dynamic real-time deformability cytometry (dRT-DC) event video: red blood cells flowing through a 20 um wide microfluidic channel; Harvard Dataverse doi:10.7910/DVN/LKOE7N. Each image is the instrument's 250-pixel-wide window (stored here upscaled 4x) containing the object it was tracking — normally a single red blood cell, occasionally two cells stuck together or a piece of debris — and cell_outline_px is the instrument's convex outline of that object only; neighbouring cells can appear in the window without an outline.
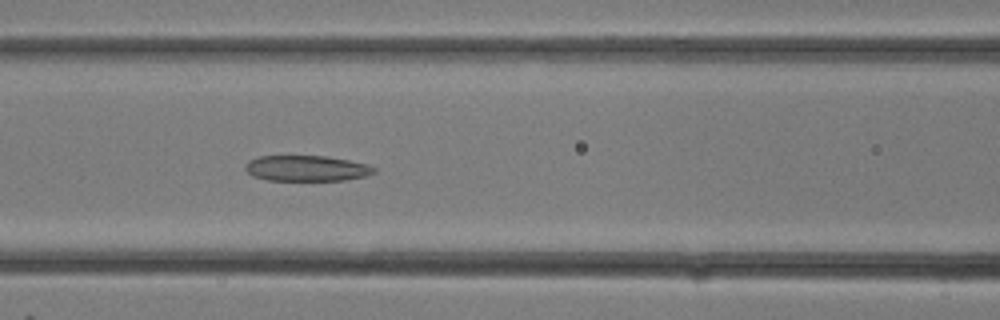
{"species": "common noctule bat (a hibernating species)", "species_latin": "Nyctalus noctula", "temperature_condition": "room temperature", "stored_images_in_passage": 11, "camera_frame_rate_fps": 3000, "um_per_image_px": 0.085, "animal": {"sex": "female"}, "frame": {"image": 1, "passage_image": 11, "time_ms": 3.333, "image_size_px": [1000, 320], "cell_outline_px": [[376, 172], [364, 176], [344, 180], [268, 180], [252, 176], [244, 168], [244, 164], [248, 160], [260, 156], [328, 156], [368, 164], [376, 168]], "centroid_in_image_um": [26.04, 14.3], "position_along_channel_um": 140.6, "area_um2": 19.31}}